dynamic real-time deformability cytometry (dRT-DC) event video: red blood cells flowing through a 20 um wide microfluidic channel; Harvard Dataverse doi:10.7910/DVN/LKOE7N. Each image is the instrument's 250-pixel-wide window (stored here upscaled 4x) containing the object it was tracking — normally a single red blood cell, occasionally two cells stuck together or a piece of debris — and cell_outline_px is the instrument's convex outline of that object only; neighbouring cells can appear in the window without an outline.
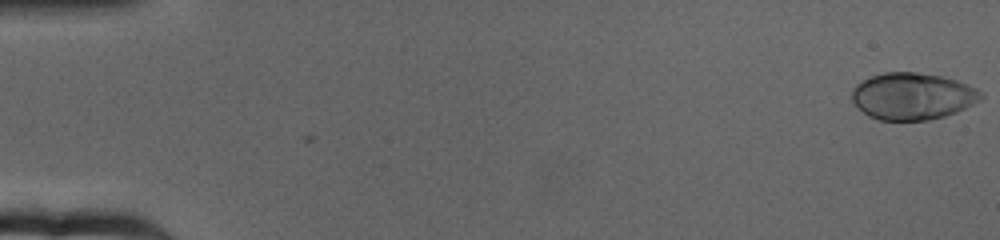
{"species": "human", "species_latin": "Homo sapiens", "temperature_condition": "cold", "stored_images_in_passage": 65, "camera_frame_rate_fps": 3000, "um_per_image_px": 0.085, "donor": {"sex": "female"}, "frame": {"image": 1, "passage_image": 1, "time_ms": 0.0, "image_size_px": [1000, 240], "cell_outline_px": [[984, 96], [980, 100], [956, 112], [944, 116], [928, 120], [880, 120], [868, 116], [852, 100], [852, 88], [856, 84], [872, 76], [884, 72], [916, 72], [940, 76], [956, 80], [976, 88]], "centroid_in_image_um": [77.55, 8.17], "position_along_channel_um": 7.4, "area_um2": 34.97}}
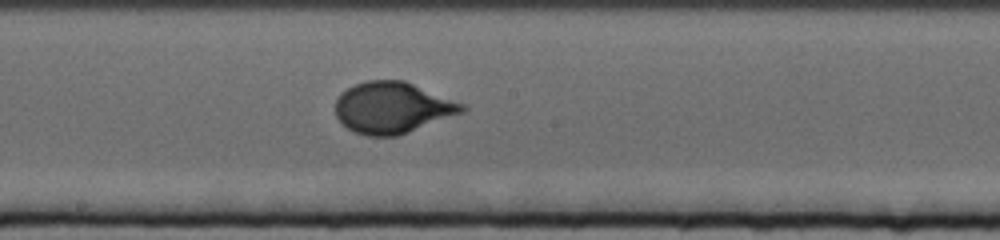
{"frame": {"image": 2, "passage_image": 36, "time_ms": 11.667, "image_size_px": [1000, 240], "cell_outline_px": [[468, 108], [464, 112], [396, 136], [368, 136], [356, 132], [348, 128], [336, 116], [336, 100], [348, 88], [356, 84], [368, 80], [404, 80], [464, 104]], "centroid_in_image_um": [33.37, 9.15], "position_along_channel_um": 214.8, "area_um2": 37.34}}
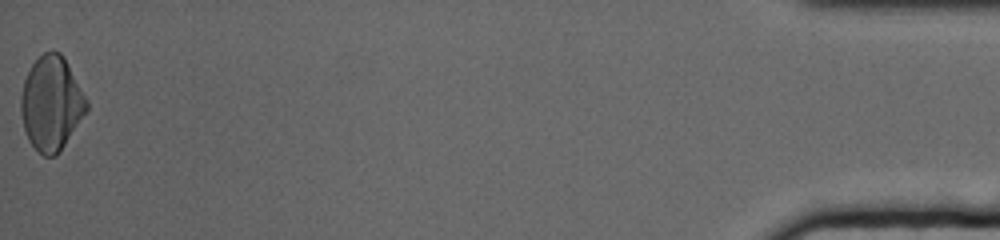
{"frame": {"image": 3, "passage_image": 65, "time_ms": 21.333, "image_size_px": [1000, 240], "cell_outline_px": [[88, 112], [60, 152], [56, 156], [44, 156], [28, 140], [24, 128], [20, 112], [20, 96], [24, 80], [32, 64], [44, 52], [60, 52], [64, 56], [88, 100]], "centroid_in_image_um": [4.39, 8.8], "position_along_channel_um": 430.8, "area_um2": 36.3}, "authors_computed_cell_mechanics": {"area_um2": 35.4892, "velocity_mm_per_s": 3.163, "shape_relaxation_time_tau1_ms": 3.9364, "shape_relaxation_time_tau2_ms": null, "deformation_change_tau1": 0.1852, "deformation_change_tau2": null}}